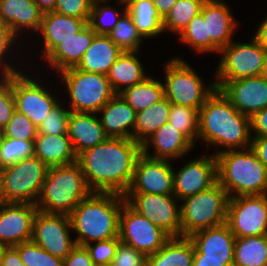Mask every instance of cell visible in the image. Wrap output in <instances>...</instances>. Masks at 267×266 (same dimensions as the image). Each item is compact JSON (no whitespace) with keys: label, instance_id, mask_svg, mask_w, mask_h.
<instances>
[{"label":"cell","instance_id":"obj_44","mask_svg":"<svg viewBox=\"0 0 267 266\" xmlns=\"http://www.w3.org/2000/svg\"><path fill=\"white\" fill-rule=\"evenodd\" d=\"M16 41H18L17 36L12 32L11 28L0 21V78H8L13 74L21 72L20 67L16 69L9 59L7 62V52L11 56L10 50L18 45Z\"/></svg>","mask_w":267,"mask_h":266},{"label":"cell","instance_id":"obj_9","mask_svg":"<svg viewBox=\"0 0 267 266\" xmlns=\"http://www.w3.org/2000/svg\"><path fill=\"white\" fill-rule=\"evenodd\" d=\"M58 75L69 95L70 111L97 113L116 95L107 75L88 73L75 67L65 69Z\"/></svg>","mask_w":267,"mask_h":266},{"label":"cell","instance_id":"obj_58","mask_svg":"<svg viewBox=\"0 0 267 266\" xmlns=\"http://www.w3.org/2000/svg\"><path fill=\"white\" fill-rule=\"evenodd\" d=\"M261 76L267 79V49H265V56H264L263 69L261 72Z\"/></svg>","mask_w":267,"mask_h":266},{"label":"cell","instance_id":"obj_33","mask_svg":"<svg viewBox=\"0 0 267 266\" xmlns=\"http://www.w3.org/2000/svg\"><path fill=\"white\" fill-rule=\"evenodd\" d=\"M171 103L164 97L149 108L136 113L133 140L142 144L151 134L168 122Z\"/></svg>","mask_w":267,"mask_h":266},{"label":"cell","instance_id":"obj_55","mask_svg":"<svg viewBox=\"0 0 267 266\" xmlns=\"http://www.w3.org/2000/svg\"><path fill=\"white\" fill-rule=\"evenodd\" d=\"M177 1L178 0H153L155 8L162 19L166 17Z\"/></svg>","mask_w":267,"mask_h":266},{"label":"cell","instance_id":"obj_4","mask_svg":"<svg viewBox=\"0 0 267 266\" xmlns=\"http://www.w3.org/2000/svg\"><path fill=\"white\" fill-rule=\"evenodd\" d=\"M217 182L230 198L267 194V168L253 150H227L215 155Z\"/></svg>","mask_w":267,"mask_h":266},{"label":"cell","instance_id":"obj_16","mask_svg":"<svg viewBox=\"0 0 267 266\" xmlns=\"http://www.w3.org/2000/svg\"><path fill=\"white\" fill-rule=\"evenodd\" d=\"M169 162L142 153L136 161L133 180L125 194L174 195L173 166Z\"/></svg>","mask_w":267,"mask_h":266},{"label":"cell","instance_id":"obj_53","mask_svg":"<svg viewBox=\"0 0 267 266\" xmlns=\"http://www.w3.org/2000/svg\"><path fill=\"white\" fill-rule=\"evenodd\" d=\"M192 266H234V259H202V254L194 247Z\"/></svg>","mask_w":267,"mask_h":266},{"label":"cell","instance_id":"obj_37","mask_svg":"<svg viewBox=\"0 0 267 266\" xmlns=\"http://www.w3.org/2000/svg\"><path fill=\"white\" fill-rule=\"evenodd\" d=\"M206 0H178L163 19L164 32H174L178 36L188 23L200 13Z\"/></svg>","mask_w":267,"mask_h":266},{"label":"cell","instance_id":"obj_21","mask_svg":"<svg viewBox=\"0 0 267 266\" xmlns=\"http://www.w3.org/2000/svg\"><path fill=\"white\" fill-rule=\"evenodd\" d=\"M141 145L145 156L168 161L183 158L195 147L169 122L151 134ZM150 148H153L154 154H150Z\"/></svg>","mask_w":267,"mask_h":266},{"label":"cell","instance_id":"obj_15","mask_svg":"<svg viewBox=\"0 0 267 266\" xmlns=\"http://www.w3.org/2000/svg\"><path fill=\"white\" fill-rule=\"evenodd\" d=\"M21 71L13 74V95L16 110L25 114L37 127L42 123L47 113L60 101L49 88ZM46 87V88H45ZM48 90V91H47Z\"/></svg>","mask_w":267,"mask_h":266},{"label":"cell","instance_id":"obj_20","mask_svg":"<svg viewBox=\"0 0 267 266\" xmlns=\"http://www.w3.org/2000/svg\"><path fill=\"white\" fill-rule=\"evenodd\" d=\"M200 13L207 19V37H211V52L217 54L233 41L237 20L224 0H206Z\"/></svg>","mask_w":267,"mask_h":266},{"label":"cell","instance_id":"obj_26","mask_svg":"<svg viewBox=\"0 0 267 266\" xmlns=\"http://www.w3.org/2000/svg\"><path fill=\"white\" fill-rule=\"evenodd\" d=\"M42 15L33 0H0V21L8 25L17 37L25 33L23 30L38 33Z\"/></svg>","mask_w":267,"mask_h":266},{"label":"cell","instance_id":"obj_35","mask_svg":"<svg viewBox=\"0 0 267 266\" xmlns=\"http://www.w3.org/2000/svg\"><path fill=\"white\" fill-rule=\"evenodd\" d=\"M234 266H267V235L236 238Z\"/></svg>","mask_w":267,"mask_h":266},{"label":"cell","instance_id":"obj_42","mask_svg":"<svg viewBox=\"0 0 267 266\" xmlns=\"http://www.w3.org/2000/svg\"><path fill=\"white\" fill-rule=\"evenodd\" d=\"M26 266H63L64 260L53 256L32 241L14 246Z\"/></svg>","mask_w":267,"mask_h":266},{"label":"cell","instance_id":"obj_5","mask_svg":"<svg viewBox=\"0 0 267 266\" xmlns=\"http://www.w3.org/2000/svg\"><path fill=\"white\" fill-rule=\"evenodd\" d=\"M91 192L77 161L49 167L35 205L43 212L70 215Z\"/></svg>","mask_w":267,"mask_h":266},{"label":"cell","instance_id":"obj_23","mask_svg":"<svg viewBox=\"0 0 267 266\" xmlns=\"http://www.w3.org/2000/svg\"><path fill=\"white\" fill-rule=\"evenodd\" d=\"M202 259H234L236 237L226 223L188 236Z\"/></svg>","mask_w":267,"mask_h":266},{"label":"cell","instance_id":"obj_60","mask_svg":"<svg viewBox=\"0 0 267 266\" xmlns=\"http://www.w3.org/2000/svg\"><path fill=\"white\" fill-rule=\"evenodd\" d=\"M4 138L5 136H4L3 129L0 128V150H1V146H2Z\"/></svg>","mask_w":267,"mask_h":266},{"label":"cell","instance_id":"obj_40","mask_svg":"<svg viewBox=\"0 0 267 266\" xmlns=\"http://www.w3.org/2000/svg\"><path fill=\"white\" fill-rule=\"evenodd\" d=\"M199 111L171 103L168 122L178 129L194 146L198 140Z\"/></svg>","mask_w":267,"mask_h":266},{"label":"cell","instance_id":"obj_25","mask_svg":"<svg viewBox=\"0 0 267 266\" xmlns=\"http://www.w3.org/2000/svg\"><path fill=\"white\" fill-rule=\"evenodd\" d=\"M97 113L108 137L133 139L136 111L116 94Z\"/></svg>","mask_w":267,"mask_h":266},{"label":"cell","instance_id":"obj_2","mask_svg":"<svg viewBox=\"0 0 267 266\" xmlns=\"http://www.w3.org/2000/svg\"><path fill=\"white\" fill-rule=\"evenodd\" d=\"M198 139L208 148L216 146L214 155L249 148L252 141L250 118L240 113L216 88L199 109ZM220 146L223 149L217 151V147L222 148Z\"/></svg>","mask_w":267,"mask_h":266},{"label":"cell","instance_id":"obj_56","mask_svg":"<svg viewBox=\"0 0 267 266\" xmlns=\"http://www.w3.org/2000/svg\"><path fill=\"white\" fill-rule=\"evenodd\" d=\"M253 38L267 49V17L260 23Z\"/></svg>","mask_w":267,"mask_h":266},{"label":"cell","instance_id":"obj_38","mask_svg":"<svg viewBox=\"0 0 267 266\" xmlns=\"http://www.w3.org/2000/svg\"><path fill=\"white\" fill-rule=\"evenodd\" d=\"M122 51H140L143 38L132 16L126 11L107 35Z\"/></svg>","mask_w":267,"mask_h":266},{"label":"cell","instance_id":"obj_30","mask_svg":"<svg viewBox=\"0 0 267 266\" xmlns=\"http://www.w3.org/2000/svg\"><path fill=\"white\" fill-rule=\"evenodd\" d=\"M138 53L139 51H123L110 67L107 78L116 94L148 78Z\"/></svg>","mask_w":267,"mask_h":266},{"label":"cell","instance_id":"obj_41","mask_svg":"<svg viewBox=\"0 0 267 266\" xmlns=\"http://www.w3.org/2000/svg\"><path fill=\"white\" fill-rule=\"evenodd\" d=\"M34 156V140L5 137L0 150V169Z\"/></svg>","mask_w":267,"mask_h":266},{"label":"cell","instance_id":"obj_49","mask_svg":"<svg viewBox=\"0 0 267 266\" xmlns=\"http://www.w3.org/2000/svg\"><path fill=\"white\" fill-rule=\"evenodd\" d=\"M94 0H56L54 12L89 21Z\"/></svg>","mask_w":267,"mask_h":266},{"label":"cell","instance_id":"obj_34","mask_svg":"<svg viewBox=\"0 0 267 266\" xmlns=\"http://www.w3.org/2000/svg\"><path fill=\"white\" fill-rule=\"evenodd\" d=\"M137 112L145 110L165 97L164 84L153 76L119 93Z\"/></svg>","mask_w":267,"mask_h":266},{"label":"cell","instance_id":"obj_13","mask_svg":"<svg viewBox=\"0 0 267 266\" xmlns=\"http://www.w3.org/2000/svg\"><path fill=\"white\" fill-rule=\"evenodd\" d=\"M70 230L72 231V225L69 215L37 210L33 219L31 241L64 260L76 246Z\"/></svg>","mask_w":267,"mask_h":266},{"label":"cell","instance_id":"obj_29","mask_svg":"<svg viewBox=\"0 0 267 266\" xmlns=\"http://www.w3.org/2000/svg\"><path fill=\"white\" fill-rule=\"evenodd\" d=\"M122 53L107 35H96L75 68L88 73L107 75Z\"/></svg>","mask_w":267,"mask_h":266},{"label":"cell","instance_id":"obj_8","mask_svg":"<svg viewBox=\"0 0 267 266\" xmlns=\"http://www.w3.org/2000/svg\"><path fill=\"white\" fill-rule=\"evenodd\" d=\"M165 97L170 103L197 109L205 103L206 99L216 90L215 81L208 86L204 84L200 75L179 57H172L164 65ZM206 87V88H205Z\"/></svg>","mask_w":267,"mask_h":266},{"label":"cell","instance_id":"obj_3","mask_svg":"<svg viewBox=\"0 0 267 266\" xmlns=\"http://www.w3.org/2000/svg\"><path fill=\"white\" fill-rule=\"evenodd\" d=\"M122 194L91 192L71 212L76 245L119 238V217L125 202Z\"/></svg>","mask_w":267,"mask_h":266},{"label":"cell","instance_id":"obj_6","mask_svg":"<svg viewBox=\"0 0 267 266\" xmlns=\"http://www.w3.org/2000/svg\"><path fill=\"white\" fill-rule=\"evenodd\" d=\"M229 198L216 182L209 189L181 200V236L226 223Z\"/></svg>","mask_w":267,"mask_h":266},{"label":"cell","instance_id":"obj_12","mask_svg":"<svg viewBox=\"0 0 267 266\" xmlns=\"http://www.w3.org/2000/svg\"><path fill=\"white\" fill-rule=\"evenodd\" d=\"M119 240L143 254L151 255L163 247L170 236L135 211L126 201L119 217Z\"/></svg>","mask_w":267,"mask_h":266},{"label":"cell","instance_id":"obj_39","mask_svg":"<svg viewBox=\"0 0 267 266\" xmlns=\"http://www.w3.org/2000/svg\"><path fill=\"white\" fill-rule=\"evenodd\" d=\"M178 39L192 47L197 54L211 53V37H207V19H204L201 13L188 23Z\"/></svg>","mask_w":267,"mask_h":266},{"label":"cell","instance_id":"obj_51","mask_svg":"<svg viewBox=\"0 0 267 266\" xmlns=\"http://www.w3.org/2000/svg\"><path fill=\"white\" fill-rule=\"evenodd\" d=\"M251 134L253 136H267V107L255 113L250 118Z\"/></svg>","mask_w":267,"mask_h":266},{"label":"cell","instance_id":"obj_32","mask_svg":"<svg viewBox=\"0 0 267 266\" xmlns=\"http://www.w3.org/2000/svg\"><path fill=\"white\" fill-rule=\"evenodd\" d=\"M125 1L127 12L132 16L136 29L143 39L155 38L164 32L163 19L158 14L153 0Z\"/></svg>","mask_w":267,"mask_h":266},{"label":"cell","instance_id":"obj_11","mask_svg":"<svg viewBox=\"0 0 267 266\" xmlns=\"http://www.w3.org/2000/svg\"><path fill=\"white\" fill-rule=\"evenodd\" d=\"M226 224L236 238L267 235V194L229 198Z\"/></svg>","mask_w":267,"mask_h":266},{"label":"cell","instance_id":"obj_7","mask_svg":"<svg viewBox=\"0 0 267 266\" xmlns=\"http://www.w3.org/2000/svg\"><path fill=\"white\" fill-rule=\"evenodd\" d=\"M48 169L35 156L0 169V201L36 204Z\"/></svg>","mask_w":267,"mask_h":266},{"label":"cell","instance_id":"obj_19","mask_svg":"<svg viewBox=\"0 0 267 266\" xmlns=\"http://www.w3.org/2000/svg\"><path fill=\"white\" fill-rule=\"evenodd\" d=\"M220 90L240 113L249 118L267 107V79L261 75L227 81Z\"/></svg>","mask_w":267,"mask_h":266},{"label":"cell","instance_id":"obj_24","mask_svg":"<svg viewBox=\"0 0 267 266\" xmlns=\"http://www.w3.org/2000/svg\"><path fill=\"white\" fill-rule=\"evenodd\" d=\"M87 24L88 21L85 19L61 15L54 11L43 13L38 32L43 38L41 57L44 59L57 45L73 37Z\"/></svg>","mask_w":267,"mask_h":266},{"label":"cell","instance_id":"obj_59","mask_svg":"<svg viewBox=\"0 0 267 266\" xmlns=\"http://www.w3.org/2000/svg\"><path fill=\"white\" fill-rule=\"evenodd\" d=\"M8 248L3 242L0 241V261L3 256L4 251Z\"/></svg>","mask_w":267,"mask_h":266},{"label":"cell","instance_id":"obj_46","mask_svg":"<svg viewBox=\"0 0 267 266\" xmlns=\"http://www.w3.org/2000/svg\"><path fill=\"white\" fill-rule=\"evenodd\" d=\"M119 238L102 240L84 245L89 252L90 258L96 266L111 265ZM95 243V244H94Z\"/></svg>","mask_w":267,"mask_h":266},{"label":"cell","instance_id":"obj_27","mask_svg":"<svg viewBox=\"0 0 267 266\" xmlns=\"http://www.w3.org/2000/svg\"><path fill=\"white\" fill-rule=\"evenodd\" d=\"M96 35L90 25L87 24L73 37L57 45L43 60L58 73L76 67Z\"/></svg>","mask_w":267,"mask_h":266},{"label":"cell","instance_id":"obj_28","mask_svg":"<svg viewBox=\"0 0 267 266\" xmlns=\"http://www.w3.org/2000/svg\"><path fill=\"white\" fill-rule=\"evenodd\" d=\"M34 156L48 167L67 165L77 161V155L68 134L38 133L34 139Z\"/></svg>","mask_w":267,"mask_h":266},{"label":"cell","instance_id":"obj_54","mask_svg":"<svg viewBox=\"0 0 267 266\" xmlns=\"http://www.w3.org/2000/svg\"><path fill=\"white\" fill-rule=\"evenodd\" d=\"M0 266H26L20 259L18 251L14 247H8L1 258Z\"/></svg>","mask_w":267,"mask_h":266},{"label":"cell","instance_id":"obj_1","mask_svg":"<svg viewBox=\"0 0 267 266\" xmlns=\"http://www.w3.org/2000/svg\"><path fill=\"white\" fill-rule=\"evenodd\" d=\"M142 145L129 138L108 137L104 142L81 152V166L88 188L92 192L124 195L133 180Z\"/></svg>","mask_w":267,"mask_h":266},{"label":"cell","instance_id":"obj_22","mask_svg":"<svg viewBox=\"0 0 267 266\" xmlns=\"http://www.w3.org/2000/svg\"><path fill=\"white\" fill-rule=\"evenodd\" d=\"M98 116V113L71 111L68 136L77 156L108 138Z\"/></svg>","mask_w":267,"mask_h":266},{"label":"cell","instance_id":"obj_17","mask_svg":"<svg viewBox=\"0 0 267 266\" xmlns=\"http://www.w3.org/2000/svg\"><path fill=\"white\" fill-rule=\"evenodd\" d=\"M177 172L173 168L174 196L179 200L209 189L217 182V160L214 154L192 159Z\"/></svg>","mask_w":267,"mask_h":266},{"label":"cell","instance_id":"obj_57","mask_svg":"<svg viewBox=\"0 0 267 266\" xmlns=\"http://www.w3.org/2000/svg\"><path fill=\"white\" fill-rule=\"evenodd\" d=\"M39 7V9L45 13L49 11H54L56 0H33Z\"/></svg>","mask_w":267,"mask_h":266},{"label":"cell","instance_id":"obj_43","mask_svg":"<svg viewBox=\"0 0 267 266\" xmlns=\"http://www.w3.org/2000/svg\"><path fill=\"white\" fill-rule=\"evenodd\" d=\"M71 111L60 102L47 113L38 127V133L47 135L68 134V120Z\"/></svg>","mask_w":267,"mask_h":266},{"label":"cell","instance_id":"obj_50","mask_svg":"<svg viewBox=\"0 0 267 266\" xmlns=\"http://www.w3.org/2000/svg\"><path fill=\"white\" fill-rule=\"evenodd\" d=\"M63 266H96L85 246L76 245L64 259Z\"/></svg>","mask_w":267,"mask_h":266},{"label":"cell","instance_id":"obj_14","mask_svg":"<svg viewBox=\"0 0 267 266\" xmlns=\"http://www.w3.org/2000/svg\"><path fill=\"white\" fill-rule=\"evenodd\" d=\"M126 202L170 237L181 236V210L174 195L124 194Z\"/></svg>","mask_w":267,"mask_h":266},{"label":"cell","instance_id":"obj_48","mask_svg":"<svg viewBox=\"0 0 267 266\" xmlns=\"http://www.w3.org/2000/svg\"><path fill=\"white\" fill-rule=\"evenodd\" d=\"M147 255L132 246L118 243L113 257L112 266H147Z\"/></svg>","mask_w":267,"mask_h":266},{"label":"cell","instance_id":"obj_36","mask_svg":"<svg viewBox=\"0 0 267 266\" xmlns=\"http://www.w3.org/2000/svg\"><path fill=\"white\" fill-rule=\"evenodd\" d=\"M124 11L114 8L110 0H94L88 24L97 35H108L115 27L120 17L127 11L125 0H116Z\"/></svg>","mask_w":267,"mask_h":266},{"label":"cell","instance_id":"obj_52","mask_svg":"<svg viewBox=\"0 0 267 266\" xmlns=\"http://www.w3.org/2000/svg\"><path fill=\"white\" fill-rule=\"evenodd\" d=\"M250 148L267 168V136H252Z\"/></svg>","mask_w":267,"mask_h":266},{"label":"cell","instance_id":"obj_31","mask_svg":"<svg viewBox=\"0 0 267 266\" xmlns=\"http://www.w3.org/2000/svg\"><path fill=\"white\" fill-rule=\"evenodd\" d=\"M194 245L188 236L170 237L161 249L148 255L147 266H192Z\"/></svg>","mask_w":267,"mask_h":266},{"label":"cell","instance_id":"obj_18","mask_svg":"<svg viewBox=\"0 0 267 266\" xmlns=\"http://www.w3.org/2000/svg\"><path fill=\"white\" fill-rule=\"evenodd\" d=\"M37 210L35 204L0 201V241L8 247L31 241Z\"/></svg>","mask_w":267,"mask_h":266},{"label":"cell","instance_id":"obj_45","mask_svg":"<svg viewBox=\"0 0 267 266\" xmlns=\"http://www.w3.org/2000/svg\"><path fill=\"white\" fill-rule=\"evenodd\" d=\"M3 132L8 138L34 140L38 134V127L25 114L15 110Z\"/></svg>","mask_w":267,"mask_h":266},{"label":"cell","instance_id":"obj_47","mask_svg":"<svg viewBox=\"0 0 267 266\" xmlns=\"http://www.w3.org/2000/svg\"><path fill=\"white\" fill-rule=\"evenodd\" d=\"M16 110L13 95V75L0 78V128L3 129Z\"/></svg>","mask_w":267,"mask_h":266},{"label":"cell","instance_id":"obj_10","mask_svg":"<svg viewBox=\"0 0 267 266\" xmlns=\"http://www.w3.org/2000/svg\"><path fill=\"white\" fill-rule=\"evenodd\" d=\"M215 84L220 89L227 81L260 76L265 48L254 38L248 43L232 41L219 52Z\"/></svg>","mask_w":267,"mask_h":266}]
</instances>
